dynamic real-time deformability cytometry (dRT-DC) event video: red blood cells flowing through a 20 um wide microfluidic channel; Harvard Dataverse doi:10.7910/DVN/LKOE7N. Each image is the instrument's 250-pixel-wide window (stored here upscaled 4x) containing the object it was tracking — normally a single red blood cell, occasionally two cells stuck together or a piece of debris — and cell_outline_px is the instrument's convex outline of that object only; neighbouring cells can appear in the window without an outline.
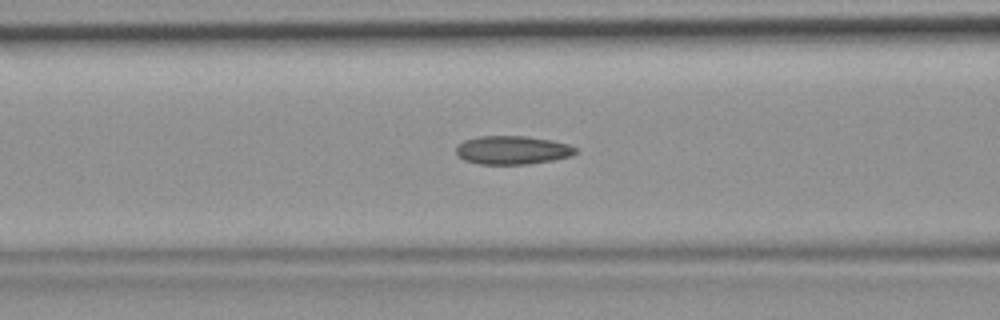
{"species": "common noctule bat (a hibernating species)", "species_latin": "Nyctalus noctula", "temperature_condition": "room temperature", "stored_images_in_passage": 48, "camera_frame_rate_fps": 3000, "um_per_image_px": 0.085, "animal": {"sex": "female", "body_mass_g": 19.9}, "frame": {"image": 1, "passage_image": 19, "time_ms": 6.0, "image_size_px": [1000, 320], "cell_outline_px": [[576, 152], [572, 156], [552, 160], [528, 164], [480, 164], [464, 160], [456, 156], [456, 148], [464, 140], [480, 136], [528, 136], [552, 140], [568, 144], [576, 148]], "centroid_in_image_um": [43.55, 12.76], "position_along_channel_um": 123.1, "area_um2": 19.88}}
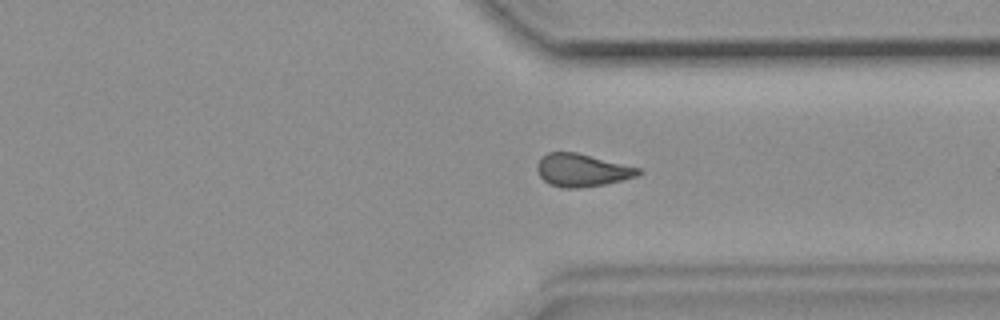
{"frame": {"image": 2, "passage_image": 36, "time_ms": 11.667, "image_size_px": [1000, 320], "cell_outline_px": [[644, 172], [636, 176], [604, 184], [580, 188], [564, 188], [552, 184], [544, 180], [540, 176], [536, 168], [536, 164], [540, 156], [548, 152], [576, 152], [640, 168]], "centroid_in_image_um": [49.44, 14.45], "position_along_channel_um": 362.0, "area_um2": 19.25}}
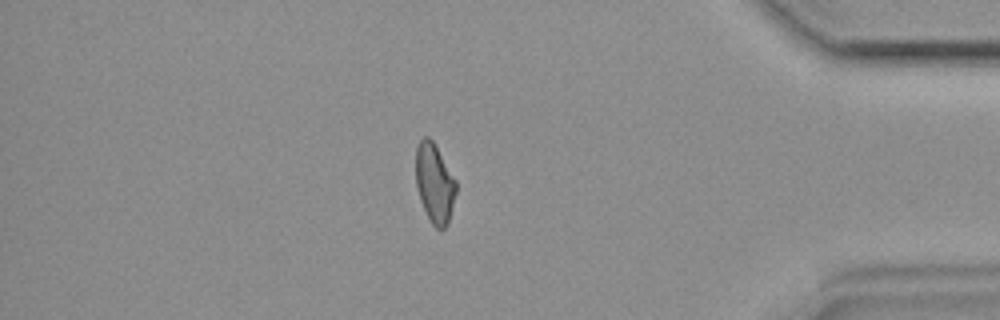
{"frame": {"image": 3, "passage_image": 41, "time_ms": 13.333, "image_size_px": [1000, 320], "cell_outline_px": [[456, 192], [448, 224], [444, 228], [436, 228], [432, 224], [420, 200], [416, 188], [416, 148], [420, 140], [424, 136], [428, 136], [432, 140], [456, 180]], "centroid_in_image_um": [36.93, 15.57], "position_along_channel_um": 398.3, "area_um2": 18.44}}